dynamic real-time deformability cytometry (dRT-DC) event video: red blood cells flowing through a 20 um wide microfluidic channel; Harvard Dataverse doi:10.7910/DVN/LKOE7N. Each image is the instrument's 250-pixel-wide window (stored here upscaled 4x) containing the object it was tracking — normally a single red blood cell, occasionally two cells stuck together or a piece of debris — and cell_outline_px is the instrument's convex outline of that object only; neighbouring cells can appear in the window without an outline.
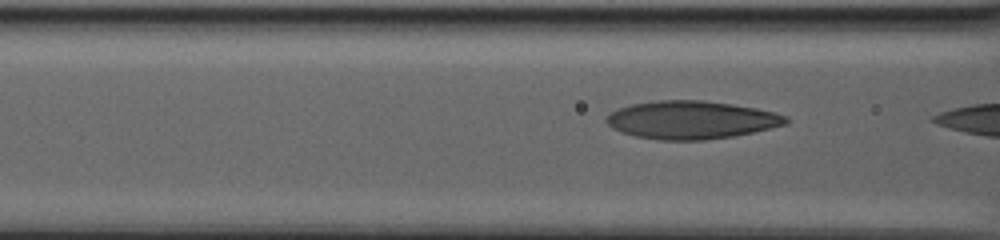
{"species": "human", "species_latin": "Homo sapiens", "temperature_condition": "warm", "stored_images_in_passage": 9, "camera_frame_rate_fps": 3000, "um_per_image_px": 0.085, "donor": {"sex": "male"}, "frame": {"image": 1, "passage_image": 5, "time_ms": 1.0, "image_size_px": [1000, 240], "cell_outline_px": [[788, 120], [784, 124], [752, 132], [732, 136], [704, 140], [660, 140], [636, 136], [612, 128], [604, 120], [604, 116], [620, 108], [632, 104], [660, 100], [704, 100], [732, 104], [756, 108], [776, 112], [788, 116]], "centroid_in_image_um": [58.74, 10.18], "position_along_channel_um": 107.9, "area_um2": 39.54}}